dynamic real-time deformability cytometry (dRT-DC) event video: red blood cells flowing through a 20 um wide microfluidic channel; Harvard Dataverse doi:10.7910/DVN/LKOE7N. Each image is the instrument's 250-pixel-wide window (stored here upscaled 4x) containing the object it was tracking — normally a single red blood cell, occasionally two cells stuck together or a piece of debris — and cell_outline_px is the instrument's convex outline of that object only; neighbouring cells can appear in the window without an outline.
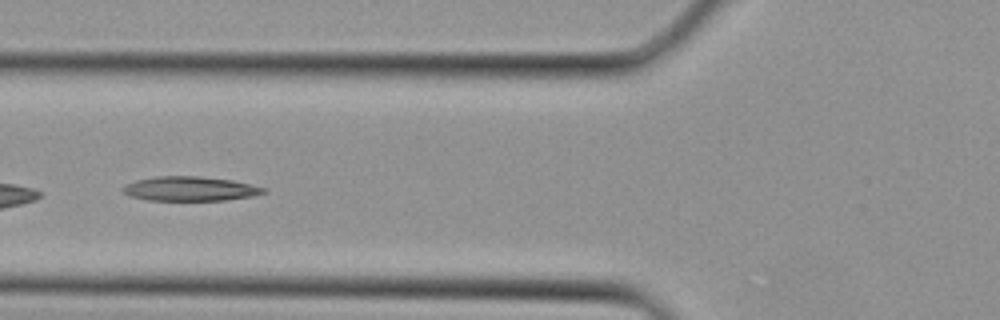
{"species": "Egyptian fruit bat (a non-hibernating species)", "species_latin": "Rousettus aegyptiacus", "temperature_condition": "cold", "stored_images_in_passage": 2, "camera_frame_rate_fps": 3000, "um_per_image_px": 0.085, "animal": {"sex": "female"}, "frame": {"image": 1, "passage_image": 2, "time_ms": 0.333, "image_size_px": [1000, 320], "cell_outline_px": [[268, 192], [252, 196], [224, 200], [148, 200], [128, 196], [120, 188], [124, 184], [136, 180], [156, 176], [200, 176], [232, 180], [268, 188]], "centroid_in_image_um": [16.14, 16.04], "position_along_channel_um": 109.7, "area_um2": 20.17}}